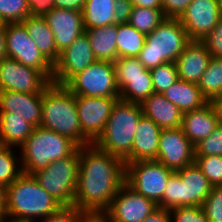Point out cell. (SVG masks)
Wrapping results in <instances>:
<instances>
[{"mask_svg": "<svg viewBox=\"0 0 222 222\" xmlns=\"http://www.w3.org/2000/svg\"><path fill=\"white\" fill-rule=\"evenodd\" d=\"M65 86L75 96L119 97L113 62L97 60L74 75Z\"/></svg>", "mask_w": 222, "mask_h": 222, "instance_id": "9c48e42d", "label": "cell"}, {"mask_svg": "<svg viewBox=\"0 0 222 222\" xmlns=\"http://www.w3.org/2000/svg\"><path fill=\"white\" fill-rule=\"evenodd\" d=\"M220 111H221V116H222V106H216Z\"/></svg>", "mask_w": 222, "mask_h": 222, "instance_id": "db71d44e", "label": "cell"}, {"mask_svg": "<svg viewBox=\"0 0 222 222\" xmlns=\"http://www.w3.org/2000/svg\"><path fill=\"white\" fill-rule=\"evenodd\" d=\"M118 89L120 100L141 104L154 93L150 70L144 71V76L128 78Z\"/></svg>", "mask_w": 222, "mask_h": 222, "instance_id": "f546056e", "label": "cell"}, {"mask_svg": "<svg viewBox=\"0 0 222 222\" xmlns=\"http://www.w3.org/2000/svg\"><path fill=\"white\" fill-rule=\"evenodd\" d=\"M113 66L118 88L128 78H135L136 76H144V71L147 70L137 57L117 58L113 62Z\"/></svg>", "mask_w": 222, "mask_h": 222, "instance_id": "e575fe53", "label": "cell"}, {"mask_svg": "<svg viewBox=\"0 0 222 222\" xmlns=\"http://www.w3.org/2000/svg\"><path fill=\"white\" fill-rule=\"evenodd\" d=\"M97 60L114 62L117 59V24L85 30Z\"/></svg>", "mask_w": 222, "mask_h": 222, "instance_id": "484cf974", "label": "cell"}, {"mask_svg": "<svg viewBox=\"0 0 222 222\" xmlns=\"http://www.w3.org/2000/svg\"><path fill=\"white\" fill-rule=\"evenodd\" d=\"M96 61L89 38L84 32L60 52L58 61L53 65L52 82L65 85L74 75Z\"/></svg>", "mask_w": 222, "mask_h": 222, "instance_id": "2e32d148", "label": "cell"}, {"mask_svg": "<svg viewBox=\"0 0 222 222\" xmlns=\"http://www.w3.org/2000/svg\"><path fill=\"white\" fill-rule=\"evenodd\" d=\"M115 0H86L83 13L84 29H95L113 24Z\"/></svg>", "mask_w": 222, "mask_h": 222, "instance_id": "83f0119b", "label": "cell"}, {"mask_svg": "<svg viewBox=\"0 0 222 222\" xmlns=\"http://www.w3.org/2000/svg\"><path fill=\"white\" fill-rule=\"evenodd\" d=\"M222 120L221 111L213 102L183 114L181 129L195 146L211 135Z\"/></svg>", "mask_w": 222, "mask_h": 222, "instance_id": "d6986e66", "label": "cell"}, {"mask_svg": "<svg viewBox=\"0 0 222 222\" xmlns=\"http://www.w3.org/2000/svg\"><path fill=\"white\" fill-rule=\"evenodd\" d=\"M78 146L68 137L54 131L35 127L19 147L23 173L32 175L47 168L51 162L70 156Z\"/></svg>", "mask_w": 222, "mask_h": 222, "instance_id": "5b68a950", "label": "cell"}, {"mask_svg": "<svg viewBox=\"0 0 222 222\" xmlns=\"http://www.w3.org/2000/svg\"><path fill=\"white\" fill-rule=\"evenodd\" d=\"M126 165L94 143L79 147V171L74 206L83 212L104 213L125 183Z\"/></svg>", "mask_w": 222, "mask_h": 222, "instance_id": "6da1fadb", "label": "cell"}, {"mask_svg": "<svg viewBox=\"0 0 222 222\" xmlns=\"http://www.w3.org/2000/svg\"><path fill=\"white\" fill-rule=\"evenodd\" d=\"M62 205L47 193L33 175L22 173L7 186L6 220L37 222L57 212Z\"/></svg>", "mask_w": 222, "mask_h": 222, "instance_id": "7a4b0ae2", "label": "cell"}, {"mask_svg": "<svg viewBox=\"0 0 222 222\" xmlns=\"http://www.w3.org/2000/svg\"><path fill=\"white\" fill-rule=\"evenodd\" d=\"M193 0H161L166 18H179Z\"/></svg>", "mask_w": 222, "mask_h": 222, "instance_id": "7bdbcfd3", "label": "cell"}, {"mask_svg": "<svg viewBox=\"0 0 222 222\" xmlns=\"http://www.w3.org/2000/svg\"><path fill=\"white\" fill-rule=\"evenodd\" d=\"M79 222H110V220L105 213L85 212Z\"/></svg>", "mask_w": 222, "mask_h": 222, "instance_id": "c3c4849f", "label": "cell"}, {"mask_svg": "<svg viewBox=\"0 0 222 222\" xmlns=\"http://www.w3.org/2000/svg\"><path fill=\"white\" fill-rule=\"evenodd\" d=\"M215 106H222V91L218 98L213 102Z\"/></svg>", "mask_w": 222, "mask_h": 222, "instance_id": "f5cc1de1", "label": "cell"}, {"mask_svg": "<svg viewBox=\"0 0 222 222\" xmlns=\"http://www.w3.org/2000/svg\"><path fill=\"white\" fill-rule=\"evenodd\" d=\"M154 93L163 94L179 80L175 62H167L150 70Z\"/></svg>", "mask_w": 222, "mask_h": 222, "instance_id": "836d02e7", "label": "cell"}, {"mask_svg": "<svg viewBox=\"0 0 222 222\" xmlns=\"http://www.w3.org/2000/svg\"><path fill=\"white\" fill-rule=\"evenodd\" d=\"M161 130L150 118L142 115L136 128L132 152L123 160L125 165L140 160H156Z\"/></svg>", "mask_w": 222, "mask_h": 222, "instance_id": "7402d4cb", "label": "cell"}, {"mask_svg": "<svg viewBox=\"0 0 222 222\" xmlns=\"http://www.w3.org/2000/svg\"><path fill=\"white\" fill-rule=\"evenodd\" d=\"M7 57L41 71L51 82L53 65L42 55L21 22L6 23Z\"/></svg>", "mask_w": 222, "mask_h": 222, "instance_id": "8fae6325", "label": "cell"}, {"mask_svg": "<svg viewBox=\"0 0 222 222\" xmlns=\"http://www.w3.org/2000/svg\"><path fill=\"white\" fill-rule=\"evenodd\" d=\"M42 55L54 65L60 56L56 49L53 32L45 17L28 16L21 22Z\"/></svg>", "mask_w": 222, "mask_h": 222, "instance_id": "cb8c5ba5", "label": "cell"}, {"mask_svg": "<svg viewBox=\"0 0 222 222\" xmlns=\"http://www.w3.org/2000/svg\"><path fill=\"white\" fill-rule=\"evenodd\" d=\"M143 115L150 118L161 129L181 127L183 113L163 94L153 93L141 103Z\"/></svg>", "mask_w": 222, "mask_h": 222, "instance_id": "603a6c76", "label": "cell"}, {"mask_svg": "<svg viewBox=\"0 0 222 222\" xmlns=\"http://www.w3.org/2000/svg\"><path fill=\"white\" fill-rule=\"evenodd\" d=\"M14 147L0 145V182L11 185L22 173L20 153L16 156Z\"/></svg>", "mask_w": 222, "mask_h": 222, "instance_id": "d6a6232c", "label": "cell"}, {"mask_svg": "<svg viewBox=\"0 0 222 222\" xmlns=\"http://www.w3.org/2000/svg\"><path fill=\"white\" fill-rule=\"evenodd\" d=\"M146 35L131 24H117V58L138 57L145 43Z\"/></svg>", "mask_w": 222, "mask_h": 222, "instance_id": "f1b7e54d", "label": "cell"}, {"mask_svg": "<svg viewBox=\"0 0 222 222\" xmlns=\"http://www.w3.org/2000/svg\"><path fill=\"white\" fill-rule=\"evenodd\" d=\"M190 41L178 18H166L146 35L137 58L146 69L151 70L167 62H175Z\"/></svg>", "mask_w": 222, "mask_h": 222, "instance_id": "8992f818", "label": "cell"}, {"mask_svg": "<svg viewBox=\"0 0 222 222\" xmlns=\"http://www.w3.org/2000/svg\"><path fill=\"white\" fill-rule=\"evenodd\" d=\"M43 94L0 91V113H14L40 127Z\"/></svg>", "mask_w": 222, "mask_h": 222, "instance_id": "ffe728a7", "label": "cell"}, {"mask_svg": "<svg viewBox=\"0 0 222 222\" xmlns=\"http://www.w3.org/2000/svg\"><path fill=\"white\" fill-rule=\"evenodd\" d=\"M132 6L163 9L161 0H131Z\"/></svg>", "mask_w": 222, "mask_h": 222, "instance_id": "f907efd6", "label": "cell"}, {"mask_svg": "<svg viewBox=\"0 0 222 222\" xmlns=\"http://www.w3.org/2000/svg\"><path fill=\"white\" fill-rule=\"evenodd\" d=\"M210 59L211 55L204 43L191 40L175 61L179 79L198 84Z\"/></svg>", "mask_w": 222, "mask_h": 222, "instance_id": "44dd1931", "label": "cell"}, {"mask_svg": "<svg viewBox=\"0 0 222 222\" xmlns=\"http://www.w3.org/2000/svg\"><path fill=\"white\" fill-rule=\"evenodd\" d=\"M0 222H13V221H9V220H0Z\"/></svg>", "mask_w": 222, "mask_h": 222, "instance_id": "11a10c76", "label": "cell"}, {"mask_svg": "<svg viewBox=\"0 0 222 222\" xmlns=\"http://www.w3.org/2000/svg\"><path fill=\"white\" fill-rule=\"evenodd\" d=\"M50 83L41 71L13 58L6 57L0 62V91L43 94Z\"/></svg>", "mask_w": 222, "mask_h": 222, "instance_id": "7c38bea8", "label": "cell"}, {"mask_svg": "<svg viewBox=\"0 0 222 222\" xmlns=\"http://www.w3.org/2000/svg\"><path fill=\"white\" fill-rule=\"evenodd\" d=\"M221 16V0H193L178 19L190 40L202 41Z\"/></svg>", "mask_w": 222, "mask_h": 222, "instance_id": "9a60e30c", "label": "cell"}, {"mask_svg": "<svg viewBox=\"0 0 222 222\" xmlns=\"http://www.w3.org/2000/svg\"><path fill=\"white\" fill-rule=\"evenodd\" d=\"M30 16L45 17L55 8L54 0H26Z\"/></svg>", "mask_w": 222, "mask_h": 222, "instance_id": "f6af8a7d", "label": "cell"}, {"mask_svg": "<svg viewBox=\"0 0 222 222\" xmlns=\"http://www.w3.org/2000/svg\"><path fill=\"white\" fill-rule=\"evenodd\" d=\"M35 127L14 113H0V145L19 148Z\"/></svg>", "mask_w": 222, "mask_h": 222, "instance_id": "4316f807", "label": "cell"}, {"mask_svg": "<svg viewBox=\"0 0 222 222\" xmlns=\"http://www.w3.org/2000/svg\"><path fill=\"white\" fill-rule=\"evenodd\" d=\"M222 156V120L214 132L195 145V157Z\"/></svg>", "mask_w": 222, "mask_h": 222, "instance_id": "74e56055", "label": "cell"}, {"mask_svg": "<svg viewBox=\"0 0 222 222\" xmlns=\"http://www.w3.org/2000/svg\"><path fill=\"white\" fill-rule=\"evenodd\" d=\"M40 127L68 137L78 147L90 144L82 135L75 95L65 85L51 82L44 89Z\"/></svg>", "mask_w": 222, "mask_h": 222, "instance_id": "3957f363", "label": "cell"}, {"mask_svg": "<svg viewBox=\"0 0 222 222\" xmlns=\"http://www.w3.org/2000/svg\"><path fill=\"white\" fill-rule=\"evenodd\" d=\"M211 57L222 58V16L217 25L202 40Z\"/></svg>", "mask_w": 222, "mask_h": 222, "instance_id": "60d3db41", "label": "cell"}, {"mask_svg": "<svg viewBox=\"0 0 222 222\" xmlns=\"http://www.w3.org/2000/svg\"><path fill=\"white\" fill-rule=\"evenodd\" d=\"M195 146L181 127L162 129L156 161L174 172L194 164Z\"/></svg>", "mask_w": 222, "mask_h": 222, "instance_id": "e0dca14e", "label": "cell"}, {"mask_svg": "<svg viewBox=\"0 0 222 222\" xmlns=\"http://www.w3.org/2000/svg\"><path fill=\"white\" fill-rule=\"evenodd\" d=\"M79 171V147L67 158L59 159L33 173L38 184L62 206H74Z\"/></svg>", "mask_w": 222, "mask_h": 222, "instance_id": "ba28073f", "label": "cell"}, {"mask_svg": "<svg viewBox=\"0 0 222 222\" xmlns=\"http://www.w3.org/2000/svg\"><path fill=\"white\" fill-rule=\"evenodd\" d=\"M142 222H173L170 210L158 207Z\"/></svg>", "mask_w": 222, "mask_h": 222, "instance_id": "bcb514c9", "label": "cell"}, {"mask_svg": "<svg viewBox=\"0 0 222 222\" xmlns=\"http://www.w3.org/2000/svg\"><path fill=\"white\" fill-rule=\"evenodd\" d=\"M84 213L75 206H62L57 212L38 222H79Z\"/></svg>", "mask_w": 222, "mask_h": 222, "instance_id": "b9f144b4", "label": "cell"}, {"mask_svg": "<svg viewBox=\"0 0 222 222\" xmlns=\"http://www.w3.org/2000/svg\"><path fill=\"white\" fill-rule=\"evenodd\" d=\"M132 7L131 0H115L113 24L127 23L130 18Z\"/></svg>", "mask_w": 222, "mask_h": 222, "instance_id": "ee69618b", "label": "cell"}, {"mask_svg": "<svg viewBox=\"0 0 222 222\" xmlns=\"http://www.w3.org/2000/svg\"><path fill=\"white\" fill-rule=\"evenodd\" d=\"M212 189V184L194 163L171 174L163 198L157 205L167 210L202 206Z\"/></svg>", "mask_w": 222, "mask_h": 222, "instance_id": "52a82bcc", "label": "cell"}, {"mask_svg": "<svg viewBox=\"0 0 222 222\" xmlns=\"http://www.w3.org/2000/svg\"><path fill=\"white\" fill-rule=\"evenodd\" d=\"M30 16L26 0H0V21L3 24L22 22Z\"/></svg>", "mask_w": 222, "mask_h": 222, "instance_id": "d590c367", "label": "cell"}, {"mask_svg": "<svg viewBox=\"0 0 222 222\" xmlns=\"http://www.w3.org/2000/svg\"><path fill=\"white\" fill-rule=\"evenodd\" d=\"M45 19L54 35L56 49L60 53L85 32L83 13L55 7Z\"/></svg>", "mask_w": 222, "mask_h": 222, "instance_id": "ac0fdd59", "label": "cell"}, {"mask_svg": "<svg viewBox=\"0 0 222 222\" xmlns=\"http://www.w3.org/2000/svg\"><path fill=\"white\" fill-rule=\"evenodd\" d=\"M142 115L141 104L119 99L102 134L94 144L124 160L132 152L136 128Z\"/></svg>", "mask_w": 222, "mask_h": 222, "instance_id": "277c9868", "label": "cell"}, {"mask_svg": "<svg viewBox=\"0 0 222 222\" xmlns=\"http://www.w3.org/2000/svg\"><path fill=\"white\" fill-rule=\"evenodd\" d=\"M119 97L75 96L82 135L94 143L102 134Z\"/></svg>", "mask_w": 222, "mask_h": 222, "instance_id": "4fadbf2b", "label": "cell"}, {"mask_svg": "<svg viewBox=\"0 0 222 222\" xmlns=\"http://www.w3.org/2000/svg\"><path fill=\"white\" fill-rule=\"evenodd\" d=\"M174 171L156 160H140L126 164L125 182L137 193L158 204Z\"/></svg>", "mask_w": 222, "mask_h": 222, "instance_id": "30bf717a", "label": "cell"}, {"mask_svg": "<svg viewBox=\"0 0 222 222\" xmlns=\"http://www.w3.org/2000/svg\"><path fill=\"white\" fill-rule=\"evenodd\" d=\"M163 95L175 104L183 114L201 108L208 102L196 83L180 79L172 84Z\"/></svg>", "mask_w": 222, "mask_h": 222, "instance_id": "d4e9b609", "label": "cell"}, {"mask_svg": "<svg viewBox=\"0 0 222 222\" xmlns=\"http://www.w3.org/2000/svg\"><path fill=\"white\" fill-rule=\"evenodd\" d=\"M202 208L209 222H222V186H214Z\"/></svg>", "mask_w": 222, "mask_h": 222, "instance_id": "f35d334b", "label": "cell"}, {"mask_svg": "<svg viewBox=\"0 0 222 222\" xmlns=\"http://www.w3.org/2000/svg\"><path fill=\"white\" fill-rule=\"evenodd\" d=\"M170 212L173 222H209L202 206H182Z\"/></svg>", "mask_w": 222, "mask_h": 222, "instance_id": "ab89813d", "label": "cell"}, {"mask_svg": "<svg viewBox=\"0 0 222 222\" xmlns=\"http://www.w3.org/2000/svg\"><path fill=\"white\" fill-rule=\"evenodd\" d=\"M198 87L208 102H214L222 91V58L211 57Z\"/></svg>", "mask_w": 222, "mask_h": 222, "instance_id": "4dcf8cb0", "label": "cell"}, {"mask_svg": "<svg viewBox=\"0 0 222 222\" xmlns=\"http://www.w3.org/2000/svg\"><path fill=\"white\" fill-rule=\"evenodd\" d=\"M86 0H54L55 7L82 12Z\"/></svg>", "mask_w": 222, "mask_h": 222, "instance_id": "7dc6e473", "label": "cell"}, {"mask_svg": "<svg viewBox=\"0 0 222 222\" xmlns=\"http://www.w3.org/2000/svg\"><path fill=\"white\" fill-rule=\"evenodd\" d=\"M7 186L0 182V220H6Z\"/></svg>", "mask_w": 222, "mask_h": 222, "instance_id": "681fc988", "label": "cell"}, {"mask_svg": "<svg viewBox=\"0 0 222 222\" xmlns=\"http://www.w3.org/2000/svg\"><path fill=\"white\" fill-rule=\"evenodd\" d=\"M165 19L163 9L133 6L128 23L139 32L148 35Z\"/></svg>", "mask_w": 222, "mask_h": 222, "instance_id": "1f68e13d", "label": "cell"}, {"mask_svg": "<svg viewBox=\"0 0 222 222\" xmlns=\"http://www.w3.org/2000/svg\"><path fill=\"white\" fill-rule=\"evenodd\" d=\"M157 208L154 201L137 193L125 182L104 213L110 222H142Z\"/></svg>", "mask_w": 222, "mask_h": 222, "instance_id": "5bb4252c", "label": "cell"}, {"mask_svg": "<svg viewBox=\"0 0 222 222\" xmlns=\"http://www.w3.org/2000/svg\"><path fill=\"white\" fill-rule=\"evenodd\" d=\"M5 24L0 27V62L7 57Z\"/></svg>", "mask_w": 222, "mask_h": 222, "instance_id": "816d5d0a", "label": "cell"}, {"mask_svg": "<svg viewBox=\"0 0 222 222\" xmlns=\"http://www.w3.org/2000/svg\"><path fill=\"white\" fill-rule=\"evenodd\" d=\"M194 163L212 186H222V156L195 157Z\"/></svg>", "mask_w": 222, "mask_h": 222, "instance_id": "8d00e7d4", "label": "cell"}]
</instances>
